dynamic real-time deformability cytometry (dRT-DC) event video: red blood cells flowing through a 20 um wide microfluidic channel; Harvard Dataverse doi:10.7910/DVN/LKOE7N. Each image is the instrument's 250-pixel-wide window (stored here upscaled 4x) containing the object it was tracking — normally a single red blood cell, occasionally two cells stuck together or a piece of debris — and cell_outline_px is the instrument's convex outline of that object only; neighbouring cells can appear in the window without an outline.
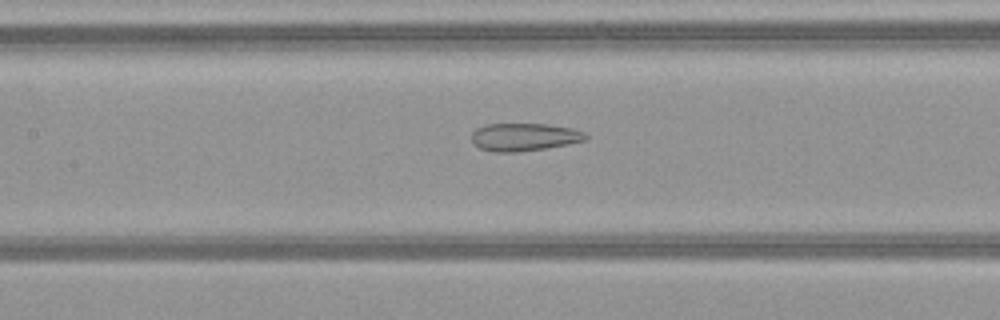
{"species": "common noctule bat (a hibernating species)", "species_latin": "Nyctalus noctula", "temperature_condition": "warm", "stored_images_in_passage": 28, "camera_frame_rate_fps": 3000, "um_per_image_px": 0.085, "animal": {"sex": "female", "body_mass_g": 21.9}, "frame": {"image": 1, "passage_image": 10, "time_ms": 3.0, "image_size_px": [1000, 320], "cell_outline_px": [[588, 136], [584, 140], [568, 144], [544, 148], [516, 152], [492, 152], [480, 148], [472, 140], [472, 132], [476, 128], [488, 124], [548, 124], [572, 128], [584, 132]], "centroid_in_image_um": [44.55, 11.64], "position_along_channel_um": 162.9, "area_um2": 18.32}}
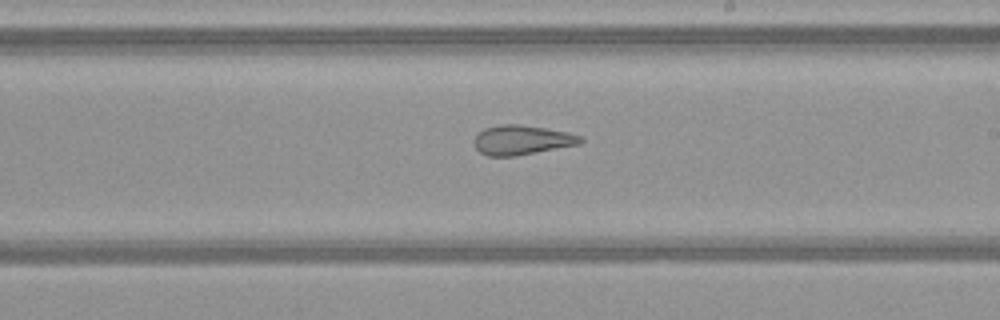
{"frame": {"image": 2, "passage_image": 16, "time_ms": 5.0, "image_size_px": [1000, 320], "cell_outline_px": [[584, 140], [580, 144], [516, 156], [488, 156], [480, 152], [476, 148], [476, 132], [484, 128], [500, 124], [520, 124], [568, 132], [580, 136]], "centroid_in_image_um": [44.36, 11.89], "position_along_channel_um": 244.6, "area_um2": 18.26}}
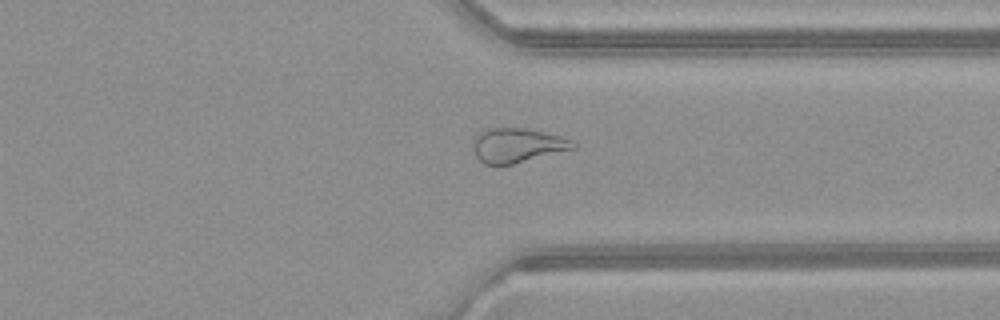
{"frame": {"image": 3, "passage_image": 25, "time_ms": 8.0, "image_size_px": [1000, 320], "cell_outline_px": [[576, 148], [512, 164], [484, 164], [476, 156], [472, 148], [472, 140], [480, 132], [488, 128], [524, 128], [560, 136], [572, 140], [576, 144]], "centroid_in_image_um": [43.94, 12.35], "position_along_channel_um": 367.5, "area_um2": 19.88}}